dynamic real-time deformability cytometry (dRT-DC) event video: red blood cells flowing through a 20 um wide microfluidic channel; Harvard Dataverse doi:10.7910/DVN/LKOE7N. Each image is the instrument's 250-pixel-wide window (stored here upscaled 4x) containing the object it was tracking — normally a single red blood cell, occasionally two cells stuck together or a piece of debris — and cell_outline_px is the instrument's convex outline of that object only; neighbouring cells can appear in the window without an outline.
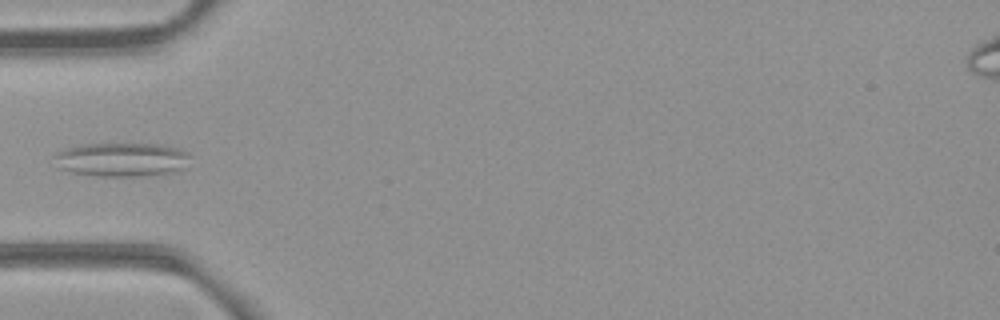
{"species": "common noctule bat (a hibernating species)", "species_latin": "Nyctalus noctula", "temperature_condition": "room temperature", "stored_images_in_passage": 6, "camera_frame_rate_fps": 3000, "um_per_image_px": 0.085, "animal": {"sex": "female", "body_mass_g": 21.9}, "frame": {"image": 1, "passage_image": 5, "time_ms": 1.333, "image_size_px": [1000, 320], "cell_outline_px": [[192, 156], [188, 168], [176, 172], [148, 176], [96, 176], [72, 172], [60, 168], [52, 156], [56, 152], [80, 144], [160, 144], [180, 148], [188, 152]], "centroid_in_image_um": [10.45, 13.57], "position_along_channel_um": 74.6, "area_um2": 27.46}}